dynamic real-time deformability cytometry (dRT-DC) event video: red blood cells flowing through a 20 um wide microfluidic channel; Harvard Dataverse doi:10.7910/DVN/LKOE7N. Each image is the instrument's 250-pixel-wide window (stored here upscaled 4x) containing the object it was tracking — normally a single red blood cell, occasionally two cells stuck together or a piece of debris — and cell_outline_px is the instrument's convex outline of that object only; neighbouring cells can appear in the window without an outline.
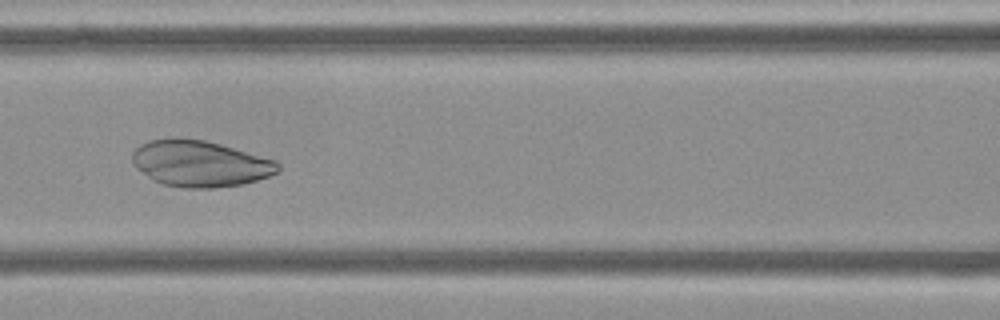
{"species": "Egyptian fruit bat (a non-hibernating species)", "species_latin": "Rousettus aegyptiacus", "temperature_condition": "cold", "stored_images_in_passage": 23, "camera_frame_rate_fps": 3000, "um_per_image_px": 0.085, "frame": {"image": 1, "passage_image": 7, "time_ms": 2.0, "image_size_px": [1000, 320], "cell_outline_px": [[280, 168], [276, 172], [268, 176], [244, 184], [212, 188], [184, 188], [164, 184], [152, 180], [136, 168], [132, 164], [132, 152], [140, 144], [148, 140], [204, 140], [220, 144], [276, 160], [280, 164]], "centroid_in_image_um": [17.0, 13.93], "position_along_channel_um": 149.6, "area_um2": 38.78}}
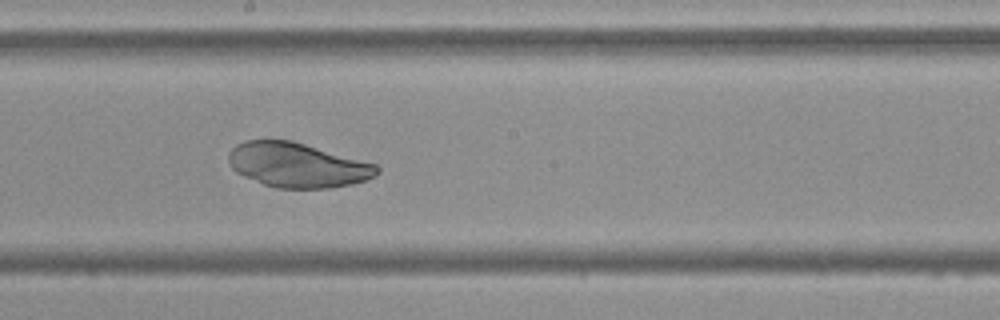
{"frame": {"image": 2, "passage_image": 13, "time_ms": 4.0, "image_size_px": [1000, 320], "cell_outline_px": [[380, 172], [376, 176], [352, 184], [332, 188], [276, 188], [264, 184], [244, 176], [236, 172], [228, 164], [228, 152], [236, 144], [244, 140], [292, 140], [376, 164], [380, 168]], "centroid_in_image_um": [25.27, 14.03], "position_along_channel_um": 222.9, "area_um2": 38.73}}
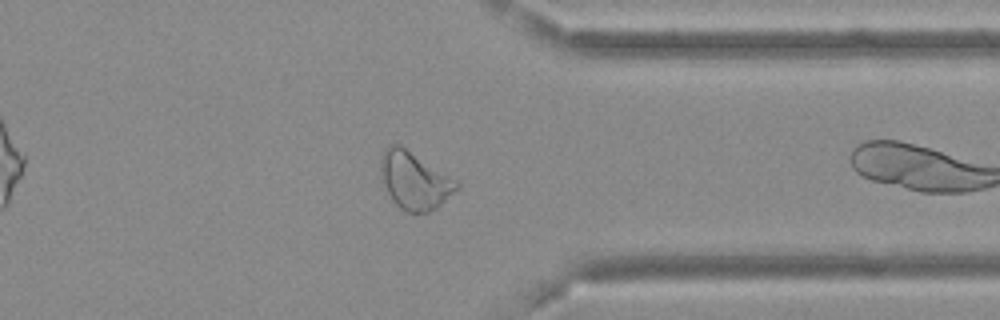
{"frame": {"image": 3, "passage_image": 22, "time_ms": 7.0, "image_size_px": [1000, 320], "cell_outline_px": [[460, 188], [436, 208], [428, 212], [408, 212], [400, 208], [392, 200], [384, 184], [380, 164], [380, 160], [388, 144], [400, 144], [460, 180]], "centroid_in_image_um": [35.29, 15.32], "position_along_channel_um": 376.1, "area_um2": 25.66}}